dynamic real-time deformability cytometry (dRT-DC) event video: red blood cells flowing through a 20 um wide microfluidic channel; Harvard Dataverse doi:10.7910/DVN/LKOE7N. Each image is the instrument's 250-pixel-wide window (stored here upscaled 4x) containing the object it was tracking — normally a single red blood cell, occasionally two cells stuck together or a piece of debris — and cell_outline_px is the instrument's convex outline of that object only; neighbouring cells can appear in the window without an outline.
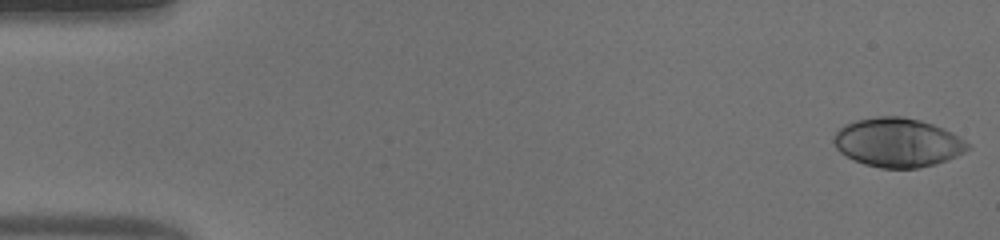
{"species": "human", "species_latin": "Homo sapiens", "temperature_condition": "warm", "stored_images_in_passage": 53, "camera_frame_rate_fps": 3000, "um_per_image_px": 0.085, "donor": {"sex": "male"}, "frame": {"image": 1, "passage_image": 1, "time_ms": 0.0, "image_size_px": [1000, 240], "cell_outline_px": [[972, 148], [956, 156], [936, 164], [916, 168], [880, 168], [864, 164], [852, 160], [840, 152], [836, 148], [832, 140], [832, 136], [844, 124], [856, 120], [880, 116], [900, 116], [920, 120], [932, 124], [952, 132], [972, 144]], "centroid_in_image_um": [76.3, 12.12], "position_along_channel_um": 8.7, "area_um2": 38.49}}
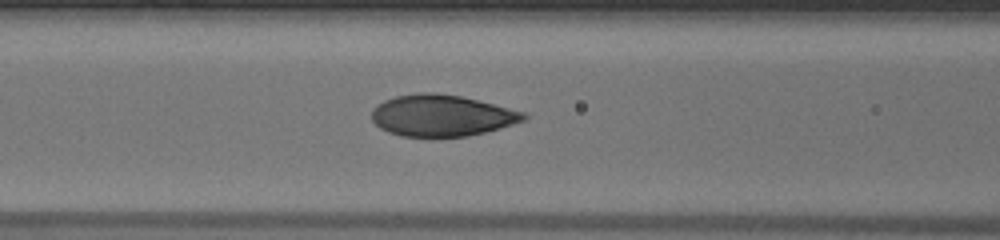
{"frame": {"image": 2, "passage_image": 22, "time_ms": 7.0, "image_size_px": [1000, 240], "cell_outline_px": [[528, 116], [524, 120], [500, 128], [468, 136], [400, 136], [388, 132], [380, 128], [372, 120], [372, 108], [376, 104], [384, 100], [396, 96], [420, 92], [432, 92], [460, 96], [524, 112]], "centroid_in_image_um": [37.49, 9.81], "position_along_channel_um": 129.1, "area_um2": 36.41}}
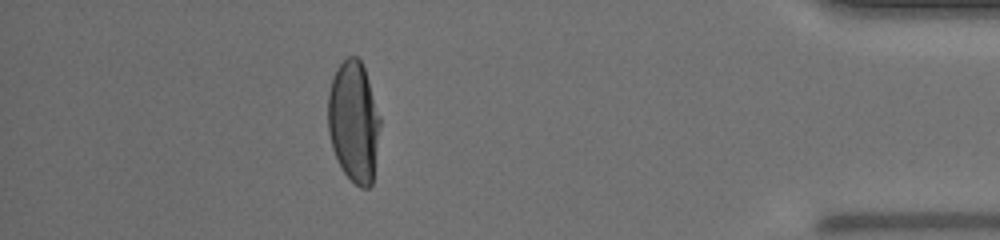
{"frame": {"image": 3, "passage_image": 47, "time_ms": 15.333, "image_size_px": [1000, 240], "cell_outline_px": [[380, 124], [372, 184], [368, 188], [360, 188], [344, 172], [332, 148], [328, 132], [328, 92], [336, 68], [348, 56], [356, 56], [360, 60], [364, 68], [380, 116]], "centroid_in_image_um": [30.06, 10.33], "position_along_channel_um": 405.1, "area_um2": 36.47}, "authors_computed_cell_mechanics": {"area_um2": 37.281, "velocity_mm_per_s": 3.863, "shape_relaxation_time_tau1_ms": 4.5607, "shape_relaxation_time_tau2_ms": null, "deformation_change_tau1": 0.2609, "deformation_change_tau2": null}}